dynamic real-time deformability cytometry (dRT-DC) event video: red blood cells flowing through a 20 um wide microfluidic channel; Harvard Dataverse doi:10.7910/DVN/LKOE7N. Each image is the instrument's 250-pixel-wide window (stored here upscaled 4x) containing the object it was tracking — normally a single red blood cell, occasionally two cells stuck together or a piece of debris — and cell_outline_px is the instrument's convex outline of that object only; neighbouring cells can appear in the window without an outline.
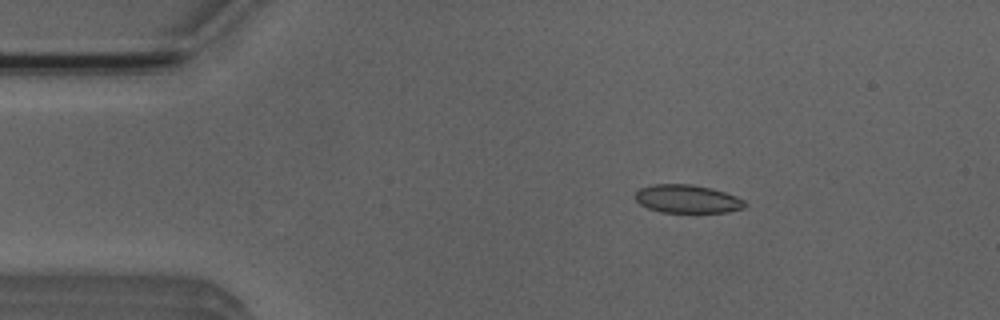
{"species": "Egyptian fruit bat (a non-hibernating species)", "species_latin": "Rousettus aegyptiacus", "temperature_condition": "room temperature", "stored_images_in_passage": 44, "camera_frame_rate_fps": 3000, "um_per_image_px": 0.085, "animal": {"sex": "male"}, "frame": {"image": 1, "passage_image": 1, "time_ms": 0.0, "image_size_px": [1000, 320], "cell_outline_px": [[744, 208], [724, 212], [660, 212], [648, 208], [640, 204], [636, 200], [636, 192], [640, 188], [652, 184], [692, 184], [712, 188], [736, 196], [744, 200]], "centroid_in_image_um": [58.39, 16.9], "position_along_channel_um": 26.6, "area_um2": 17.92}}
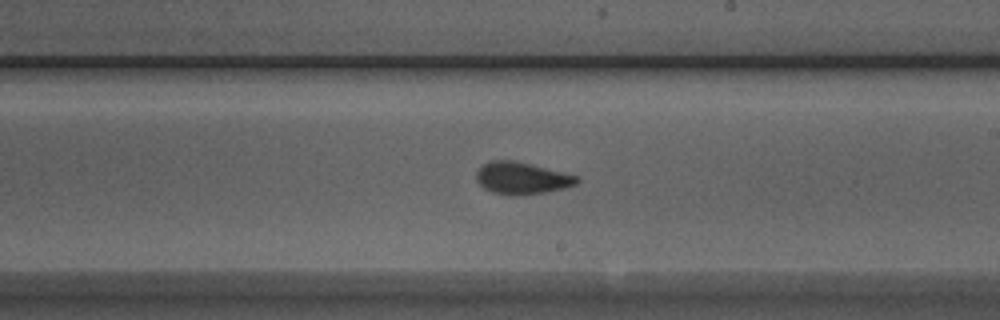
{"frame": {"image": 2, "passage_image": 22, "time_ms": 7.0, "image_size_px": [1000, 320], "cell_outline_px": [[580, 180], [576, 184], [564, 188], [544, 192], [520, 196], [508, 196], [492, 192], [484, 188], [476, 180], [476, 172], [484, 164], [492, 160], [512, 160], [564, 172], [580, 176]], "centroid_in_image_um": [44.36, 15.16], "position_along_channel_um": 244.6, "area_um2": 18.84}}
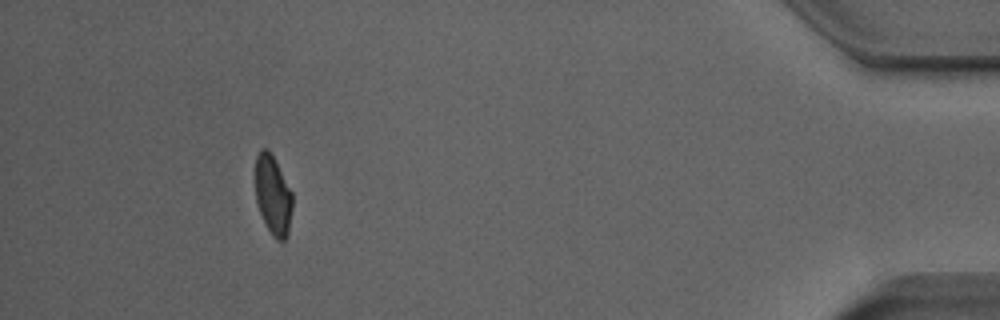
{"frame": {"image": 3, "passage_image": 40, "time_ms": 13.0, "image_size_px": [1000, 320], "cell_outline_px": [[292, 208], [288, 232], [284, 240], [276, 240], [272, 236], [260, 212], [256, 200], [256, 156], [260, 148], [268, 148], [292, 192]], "centroid_in_image_um": [23.2, 16.58], "position_along_channel_um": 412.0, "area_um2": 16.88}, "authors_computed_cell_mechanics": {"area_um2": 18.2359, "velocity_mm_per_s": 3.9236, "shape_relaxation_time_tau1_ms": 10.8839, "shape_relaxation_time_tau2_ms": 1.404, "deformation_change_tau1": 0.2433, "deformation_change_tau2": 0.068}}